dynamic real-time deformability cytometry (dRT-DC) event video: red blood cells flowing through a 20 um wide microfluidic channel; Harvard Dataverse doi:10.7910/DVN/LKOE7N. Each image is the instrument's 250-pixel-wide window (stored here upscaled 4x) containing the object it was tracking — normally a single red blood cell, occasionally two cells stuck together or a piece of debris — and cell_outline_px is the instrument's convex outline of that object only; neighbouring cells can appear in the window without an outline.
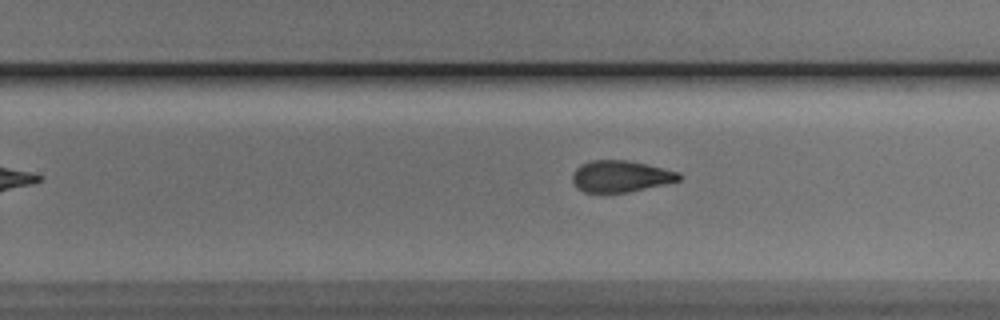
{"species": "Egyptian fruit bat (a non-hibernating species)", "species_latin": "Rousettus aegyptiacus", "temperature_condition": "cold", "stored_images_in_passage": 9, "camera_frame_rate_fps": 3000, "um_per_image_px": 0.085, "animal": {"sex": "male"}, "frame": {"image": 1, "passage_image": 9, "time_ms": 10.333, "image_size_px": [1000, 320], "cell_outline_px": [[680, 180], [664, 184], [628, 192], [584, 192], [576, 188], [572, 180], [572, 176], [576, 168], [580, 164], [592, 160], [624, 160], [644, 164], [680, 172]], "centroid_in_image_um": [52.71, 14.99], "position_along_channel_um": 277.1, "area_um2": 19.36}}